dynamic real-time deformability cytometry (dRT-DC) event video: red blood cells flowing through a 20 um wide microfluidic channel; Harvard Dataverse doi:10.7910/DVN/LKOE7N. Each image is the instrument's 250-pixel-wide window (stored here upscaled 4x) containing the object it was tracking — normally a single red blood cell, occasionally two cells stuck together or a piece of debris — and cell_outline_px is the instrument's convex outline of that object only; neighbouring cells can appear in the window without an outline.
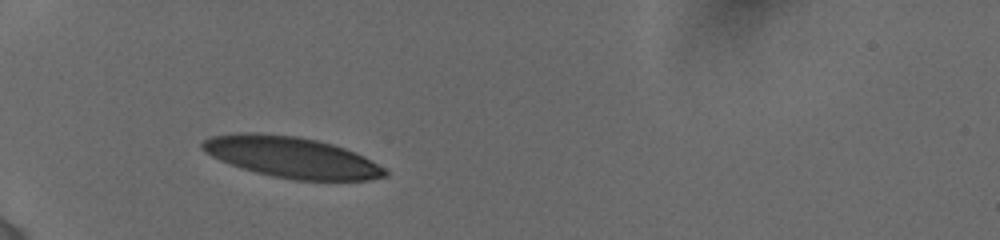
{"species": "human", "species_latin": "Homo sapiens", "temperature_condition": "cold", "stored_images_in_passage": 39, "camera_frame_rate_fps": 3000, "um_per_image_px": 0.085, "donor": {"sex": "female"}, "frame": {"image": 1, "passage_image": 1, "time_ms": 0.0, "image_size_px": [1000, 240], "cell_outline_px": [[388, 176], [372, 180], [292, 180], [272, 176], [240, 168], [220, 160], [204, 152], [200, 148], [200, 144], [204, 140], [212, 136], [236, 132], [260, 132], [296, 136], [316, 140], [332, 144], [356, 152], [372, 160], [384, 168], [388, 172]], "centroid_in_image_um": [24.77, 13.36], "position_along_channel_um": 60.2, "area_um2": 43.93}}
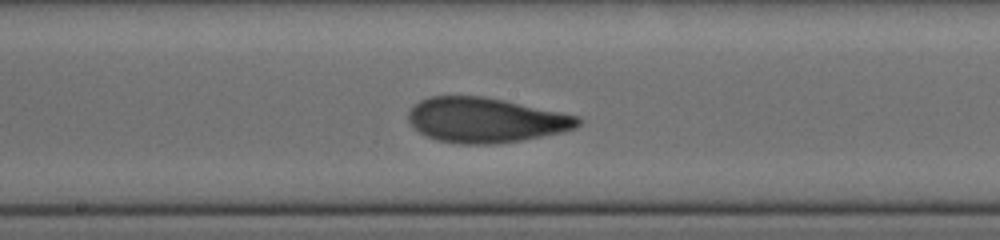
{"frame": {"image": 2, "passage_image": 17, "time_ms": 4.333, "image_size_px": [1000, 240], "cell_outline_px": [[584, 120], [576, 128], [564, 132], [524, 140], [492, 144], [464, 144], [436, 140], [420, 132], [408, 120], [408, 112], [420, 100], [432, 96], [480, 96], [504, 100], [580, 116]], "centroid_in_image_um": [41.34, 10.21], "position_along_channel_um": 206.9, "area_um2": 44.39}}
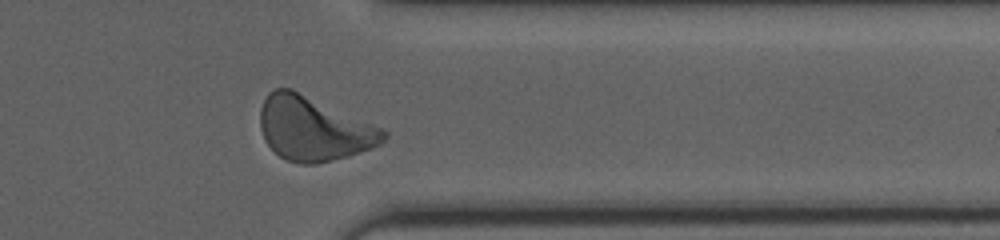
{"frame": {"image": 3, "passage_image": 33, "time_ms": 9.0, "image_size_px": [1000, 240], "cell_outline_px": [[388, 136], [380, 144], [372, 148], [348, 156], [316, 164], [300, 164], [284, 160], [264, 140], [260, 128], [260, 108], [268, 92], [276, 88], [292, 88], [380, 128], [388, 132]], "centroid_in_image_um": [26.62, 10.95], "position_along_channel_um": 384.8, "area_um2": 45.78}, "authors_computed_cell_mechanics": {"area_um2": 43.8702, "velocity_mm_per_s": 3.8394, "shape_relaxation_time_tau1_ms": 4.1157, "shape_relaxation_time_tau2_ms": 1.1504, "deformation_change_tau1": 0.1641, "deformation_change_tau2": 0.0771}}